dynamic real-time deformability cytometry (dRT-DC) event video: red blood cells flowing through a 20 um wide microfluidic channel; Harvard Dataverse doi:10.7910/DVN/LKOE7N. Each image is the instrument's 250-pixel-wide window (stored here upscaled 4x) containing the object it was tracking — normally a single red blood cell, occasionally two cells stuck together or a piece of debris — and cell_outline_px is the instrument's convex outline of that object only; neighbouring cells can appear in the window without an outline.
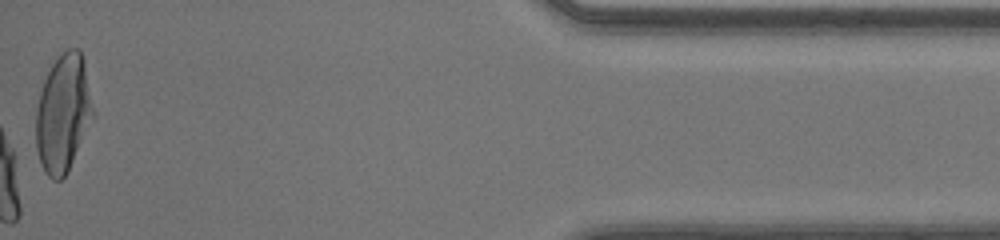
{"species": "human", "species_latin": "Homo sapiens", "temperature_condition": "room temperature", "stored_images_in_passage": 32, "camera_frame_rate_fps": 3000, "um_per_image_px": 0.085, "donor": {"sex": "male"}, "frame": {"image": 1, "passage_image": 32, "time_ms": 10.333, "image_size_px": [1000, 240], "cell_outline_px": [[96, 112], [68, 172], [60, 180], [52, 180], [44, 172], [36, 148], [36, 108], [40, 92], [44, 80], [52, 64], [68, 48], [76, 48], [80, 52], [84, 60]], "centroid_in_image_um": [5.39, 9.65], "position_along_channel_um": 429.8, "area_um2": 39.42}, "authors_computed_cell_mechanics": {"area_um2": 36.5585, "velocity_mm_per_s": 4.1089, "shape_relaxation_time_tau1_ms": 4.3549, "shape_relaxation_time_tau2_ms": null, "deformation_change_tau1": 0.2079, "deformation_change_tau2": null}}